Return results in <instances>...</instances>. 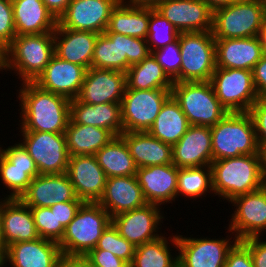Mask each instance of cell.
<instances>
[{
  "instance_id": "f6af8a7d",
  "label": "cell",
  "mask_w": 266,
  "mask_h": 267,
  "mask_svg": "<svg viewBox=\"0 0 266 267\" xmlns=\"http://www.w3.org/2000/svg\"><path fill=\"white\" fill-rule=\"evenodd\" d=\"M250 114L256 139L261 151L266 149V98H259L248 111Z\"/></svg>"
},
{
  "instance_id": "52a82bcc",
  "label": "cell",
  "mask_w": 266,
  "mask_h": 267,
  "mask_svg": "<svg viewBox=\"0 0 266 267\" xmlns=\"http://www.w3.org/2000/svg\"><path fill=\"white\" fill-rule=\"evenodd\" d=\"M171 96L179 104L189 125L211 127L228 114L210 81L173 82Z\"/></svg>"
},
{
  "instance_id": "11a10c76",
  "label": "cell",
  "mask_w": 266,
  "mask_h": 267,
  "mask_svg": "<svg viewBox=\"0 0 266 267\" xmlns=\"http://www.w3.org/2000/svg\"><path fill=\"white\" fill-rule=\"evenodd\" d=\"M202 1H204L214 11L218 8L228 6L239 0H202Z\"/></svg>"
},
{
  "instance_id": "91938a15",
  "label": "cell",
  "mask_w": 266,
  "mask_h": 267,
  "mask_svg": "<svg viewBox=\"0 0 266 267\" xmlns=\"http://www.w3.org/2000/svg\"><path fill=\"white\" fill-rule=\"evenodd\" d=\"M262 155H263V179L266 185V149L262 151Z\"/></svg>"
},
{
  "instance_id": "f35d334b",
  "label": "cell",
  "mask_w": 266,
  "mask_h": 267,
  "mask_svg": "<svg viewBox=\"0 0 266 267\" xmlns=\"http://www.w3.org/2000/svg\"><path fill=\"white\" fill-rule=\"evenodd\" d=\"M179 32L158 11L150 6V19L148 23V35L146 41L151 53L174 42Z\"/></svg>"
},
{
  "instance_id": "6f0895ef",
  "label": "cell",
  "mask_w": 266,
  "mask_h": 267,
  "mask_svg": "<svg viewBox=\"0 0 266 267\" xmlns=\"http://www.w3.org/2000/svg\"><path fill=\"white\" fill-rule=\"evenodd\" d=\"M6 66V47L0 42V71L5 70Z\"/></svg>"
},
{
  "instance_id": "cb8c5ba5",
  "label": "cell",
  "mask_w": 266,
  "mask_h": 267,
  "mask_svg": "<svg viewBox=\"0 0 266 267\" xmlns=\"http://www.w3.org/2000/svg\"><path fill=\"white\" fill-rule=\"evenodd\" d=\"M263 54L264 47L260 36L215 39L216 67L252 71Z\"/></svg>"
},
{
  "instance_id": "ba28073f",
  "label": "cell",
  "mask_w": 266,
  "mask_h": 267,
  "mask_svg": "<svg viewBox=\"0 0 266 267\" xmlns=\"http://www.w3.org/2000/svg\"><path fill=\"white\" fill-rule=\"evenodd\" d=\"M151 54L146 39L119 33L98 35L91 67L126 72Z\"/></svg>"
},
{
  "instance_id": "7bdbcfd3",
  "label": "cell",
  "mask_w": 266,
  "mask_h": 267,
  "mask_svg": "<svg viewBox=\"0 0 266 267\" xmlns=\"http://www.w3.org/2000/svg\"><path fill=\"white\" fill-rule=\"evenodd\" d=\"M152 54L168 77L173 82H180L181 53L178 38L165 47L153 51Z\"/></svg>"
},
{
  "instance_id": "bcb514c9",
  "label": "cell",
  "mask_w": 266,
  "mask_h": 267,
  "mask_svg": "<svg viewBox=\"0 0 266 267\" xmlns=\"http://www.w3.org/2000/svg\"><path fill=\"white\" fill-rule=\"evenodd\" d=\"M16 36L12 2L0 0V42L7 47Z\"/></svg>"
},
{
  "instance_id": "f546056e",
  "label": "cell",
  "mask_w": 266,
  "mask_h": 267,
  "mask_svg": "<svg viewBox=\"0 0 266 267\" xmlns=\"http://www.w3.org/2000/svg\"><path fill=\"white\" fill-rule=\"evenodd\" d=\"M70 121L110 130L115 136L123 133L121 103L88 104L77 98L70 101Z\"/></svg>"
},
{
  "instance_id": "836d02e7",
  "label": "cell",
  "mask_w": 266,
  "mask_h": 267,
  "mask_svg": "<svg viewBox=\"0 0 266 267\" xmlns=\"http://www.w3.org/2000/svg\"><path fill=\"white\" fill-rule=\"evenodd\" d=\"M189 126L187 117L171 96L162 106L148 132L160 141L173 146L186 133Z\"/></svg>"
},
{
  "instance_id": "7a4b0ae2",
  "label": "cell",
  "mask_w": 266,
  "mask_h": 267,
  "mask_svg": "<svg viewBox=\"0 0 266 267\" xmlns=\"http://www.w3.org/2000/svg\"><path fill=\"white\" fill-rule=\"evenodd\" d=\"M215 196L229 203L234 198L262 188L263 155L250 154L215 160L211 163Z\"/></svg>"
},
{
  "instance_id": "60d3db41",
  "label": "cell",
  "mask_w": 266,
  "mask_h": 267,
  "mask_svg": "<svg viewBox=\"0 0 266 267\" xmlns=\"http://www.w3.org/2000/svg\"><path fill=\"white\" fill-rule=\"evenodd\" d=\"M94 249L107 250L126 261L129 265L132 262L135 252V246L123 238L112 223L102 232L97 246Z\"/></svg>"
},
{
  "instance_id": "ac0fdd59",
  "label": "cell",
  "mask_w": 266,
  "mask_h": 267,
  "mask_svg": "<svg viewBox=\"0 0 266 267\" xmlns=\"http://www.w3.org/2000/svg\"><path fill=\"white\" fill-rule=\"evenodd\" d=\"M125 88V72L90 67L86 71L77 99L92 105L121 103Z\"/></svg>"
},
{
  "instance_id": "484cf974",
  "label": "cell",
  "mask_w": 266,
  "mask_h": 267,
  "mask_svg": "<svg viewBox=\"0 0 266 267\" xmlns=\"http://www.w3.org/2000/svg\"><path fill=\"white\" fill-rule=\"evenodd\" d=\"M0 230L5 246L12 243L40 238L33 219L31 207L20 199L7 198L0 210Z\"/></svg>"
},
{
  "instance_id": "94428289",
  "label": "cell",
  "mask_w": 266,
  "mask_h": 267,
  "mask_svg": "<svg viewBox=\"0 0 266 267\" xmlns=\"http://www.w3.org/2000/svg\"><path fill=\"white\" fill-rule=\"evenodd\" d=\"M5 250L6 249H0V267H5V260H4Z\"/></svg>"
},
{
  "instance_id": "6125c7cd",
  "label": "cell",
  "mask_w": 266,
  "mask_h": 267,
  "mask_svg": "<svg viewBox=\"0 0 266 267\" xmlns=\"http://www.w3.org/2000/svg\"><path fill=\"white\" fill-rule=\"evenodd\" d=\"M0 249H6L1 238V230H0Z\"/></svg>"
},
{
  "instance_id": "3957f363",
  "label": "cell",
  "mask_w": 266,
  "mask_h": 267,
  "mask_svg": "<svg viewBox=\"0 0 266 267\" xmlns=\"http://www.w3.org/2000/svg\"><path fill=\"white\" fill-rule=\"evenodd\" d=\"M55 55L54 32L16 36L6 47L5 70L34 82Z\"/></svg>"
},
{
  "instance_id": "7c38bea8",
  "label": "cell",
  "mask_w": 266,
  "mask_h": 267,
  "mask_svg": "<svg viewBox=\"0 0 266 267\" xmlns=\"http://www.w3.org/2000/svg\"><path fill=\"white\" fill-rule=\"evenodd\" d=\"M23 146L34 160L39 174H64L69 163L65 134L20 132Z\"/></svg>"
},
{
  "instance_id": "83f0119b",
  "label": "cell",
  "mask_w": 266,
  "mask_h": 267,
  "mask_svg": "<svg viewBox=\"0 0 266 267\" xmlns=\"http://www.w3.org/2000/svg\"><path fill=\"white\" fill-rule=\"evenodd\" d=\"M98 33L75 31L58 24L54 31L55 55L60 59L85 67H91Z\"/></svg>"
},
{
  "instance_id": "ee69618b",
  "label": "cell",
  "mask_w": 266,
  "mask_h": 267,
  "mask_svg": "<svg viewBox=\"0 0 266 267\" xmlns=\"http://www.w3.org/2000/svg\"><path fill=\"white\" fill-rule=\"evenodd\" d=\"M1 146V145H0ZM0 153L13 165V167L28 168V174L34 178L39 175L34 160L30 157L23 144L18 142L8 148L0 147Z\"/></svg>"
},
{
  "instance_id": "ab89813d",
  "label": "cell",
  "mask_w": 266,
  "mask_h": 267,
  "mask_svg": "<svg viewBox=\"0 0 266 267\" xmlns=\"http://www.w3.org/2000/svg\"><path fill=\"white\" fill-rule=\"evenodd\" d=\"M0 178L1 183L9 189L7 198L19 199L32 182L28 168L13 167V165L0 153Z\"/></svg>"
},
{
  "instance_id": "2e32d148",
  "label": "cell",
  "mask_w": 266,
  "mask_h": 267,
  "mask_svg": "<svg viewBox=\"0 0 266 267\" xmlns=\"http://www.w3.org/2000/svg\"><path fill=\"white\" fill-rule=\"evenodd\" d=\"M153 7L179 33L212 31L213 10L202 0H161Z\"/></svg>"
},
{
  "instance_id": "f907efd6",
  "label": "cell",
  "mask_w": 266,
  "mask_h": 267,
  "mask_svg": "<svg viewBox=\"0 0 266 267\" xmlns=\"http://www.w3.org/2000/svg\"><path fill=\"white\" fill-rule=\"evenodd\" d=\"M262 237H249L241 242L249 249L254 267H266V241Z\"/></svg>"
},
{
  "instance_id": "816d5d0a",
  "label": "cell",
  "mask_w": 266,
  "mask_h": 267,
  "mask_svg": "<svg viewBox=\"0 0 266 267\" xmlns=\"http://www.w3.org/2000/svg\"><path fill=\"white\" fill-rule=\"evenodd\" d=\"M252 75L259 98H266V52L253 67Z\"/></svg>"
},
{
  "instance_id": "b9f144b4",
  "label": "cell",
  "mask_w": 266,
  "mask_h": 267,
  "mask_svg": "<svg viewBox=\"0 0 266 267\" xmlns=\"http://www.w3.org/2000/svg\"><path fill=\"white\" fill-rule=\"evenodd\" d=\"M37 233L40 238L59 243L64 235L65 227L57 226L55 211L50 207H31Z\"/></svg>"
},
{
  "instance_id": "603a6c76",
  "label": "cell",
  "mask_w": 266,
  "mask_h": 267,
  "mask_svg": "<svg viewBox=\"0 0 266 267\" xmlns=\"http://www.w3.org/2000/svg\"><path fill=\"white\" fill-rule=\"evenodd\" d=\"M172 153L173 164L177 168L211 166L213 153L210 127L190 125L172 146Z\"/></svg>"
},
{
  "instance_id": "7402d4cb",
  "label": "cell",
  "mask_w": 266,
  "mask_h": 267,
  "mask_svg": "<svg viewBox=\"0 0 266 267\" xmlns=\"http://www.w3.org/2000/svg\"><path fill=\"white\" fill-rule=\"evenodd\" d=\"M62 257L57 242L38 238L10 244L6 247L4 260L5 267H59Z\"/></svg>"
},
{
  "instance_id": "8992f818",
  "label": "cell",
  "mask_w": 266,
  "mask_h": 267,
  "mask_svg": "<svg viewBox=\"0 0 266 267\" xmlns=\"http://www.w3.org/2000/svg\"><path fill=\"white\" fill-rule=\"evenodd\" d=\"M266 15L264 0H239L213 11L215 39L260 36Z\"/></svg>"
},
{
  "instance_id": "9c48e42d",
  "label": "cell",
  "mask_w": 266,
  "mask_h": 267,
  "mask_svg": "<svg viewBox=\"0 0 266 267\" xmlns=\"http://www.w3.org/2000/svg\"><path fill=\"white\" fill-rule=\"evenodd\" d=\"M180 82L210 81L216 69L212 31L179 33Z\"/></svg>"
},
{
  "instance_id": "7dc6e473",
  "label": "cell",
  "mask_w": 266,
  "mask_h": 267,
  "mask_svg": "<svg viewBox=\"0 0 266 267\" xmlns=\"http://www.w3.org/2000/svg\"><path fill=\"white\" fill-rule=\"evenodd\" d=\"M84 258L92 267H130V265L107 250L92 249Z\"/></svg>"
},
{
  "instance_id": "9a60e30c",
  "label": "cell",
  "mask_w": 266,
  "mask_h": 267,
  "mask_svg": "<svg viewBox=\"0 0 266 267\" xmlns=\"http://www.w3.org/2000/svg\"><path fill=\"white\" fill-rule=\"evenodd\" d=\"M161 206L149 204L122 212L111 217V223L118 233L135 247L153 241L162 236L158 231L165 217Z\"/></svg>"
},
{
  "instance_id": "d6986e66",
  "label": "cell",
  "mask_w": 266,
  "mask_h": 267,
  "mask_svg": "<svg viewBox=\"0 0 266 267\" xmlns=\"http://www.w3.org/2000/svg\"><path fill=\"white\" fill-rule=\"evenodd\" d=\"M66 174L80 200L98 203L103 196L107 177L95 155L69 156Z\"/></svg>"
},
{
  "instance_id": "30bf717a",
  "label": "cell",
  "mask_w": 266,
  "mask_h": 267,
  "mask_svg": "<svg viewBox=\"0 0 266 267\" xmlns=\"http://www.w3.org/2000/svg\"><path fill=\"white\" fill-rule=\"evenodd\" d=\"M210 83L228 113L248 112L259 99L250 70L216 67Z\"/></svg>"
},
{
  "instance_id": "c3c4849f",
  "label": "cell",
  "mask_w": 266,
  "mask_h": 267,
  "mask_svg": "<svg viewBox=\"0 0 266 267\" xmlns=\"http://www.w3.org/2000/svg\"><path fill=\"white\" fill-rule=\"evenodd\" d=\"M223 267H254L249 249L238 241L229 251Z\"/></svg>"
},
{
  "instance_id": "e575fe53",
  "label": "cell",
  "mask_w": 266,
  "mask_h": 267,
  "mask_svg": "<svg viewBox=\"0 0 266 267\" xmlns=\"http://www.w3.org/2000/svg\"><path fill=\"white\" fill-rule=\"evenodd\" d=\"M95 157L107 178L136 175L137 167L121 136L114 137Z\"/></svg>"
},
{
  "instance_id": "f5cc1de1",
  "label": "cell",
  "mask_w": 266,
  "mask_h": 267,
  "mask_svg": "<svg viewBox=\"0 0 266 267\" xmlns=\"http://www.w3.org/2000/svg\"><path fill=\"white\" fill-rule=\"evenodd\" d=\"M70 2L71 0H43L47 10L55 17L57 21L65 13Z\"/></svg>"
},
{
  "instance_id": "ffe728a7",
  "label": "cell",
  "mask_w": 266,
  "mask_h": 267,
  "mask_svg": "<svg viewBox=\"0 0 266 267\" xmlns=\"http://www.w3.org/2000/svg\"><path fill=\"white\" fill-rule=\"evenodd\" d=\"M19 199L28 207H50L61 202L82 201L66 173L35 176Z\"/></svg>"
},
{
  "instance_id": "680465c9",
  "label": "cell",
  "mask_w": 266,
  "mask_h": 267,
  "mask_svg": "<svg viewBox=\"0 0 266 267\" xmlns=\"http://www.w3.org/2000/svg\"><path fill=\"white\" fill-rule=\"evenodd\" d=\"M260 37L262 39L264 52H266V15H265V18H264L263 28H262Z\"/></svg>"
},
{
  "instance_id": "d4e9b609",
  "label": "cell",
  "mask_w": 266,
  "mask_h": 267,
  "mask_svg": "<svg viewBox=\"0 0 266 267\" xmlns=\"http://www.w3.org/2000/svg\"><path fill=\"white\" fill-rule=\"evenodd\" d=\"M177 175L178 168L173 163L137 168L136 172L147 203L158 206L175 202Z\"/></svg>"
},
{
  "instance_id": "9f6ffc18",
  "label": "cell",
  "mask_w": 266,
  "mask_h": 267,
  "mask_svg": "<svg viewBox=\"0 0 266 267\" xmlns=\"http://www.w3.org/2000/svg\"><path fill=\"white\" fill-rule=\"evenodd\" d=\"M161 0H119L123 4H135V5H149L154 6L157 2Z\"/></svg>"
},
{
  "instance_id": "5b68a950",
  "label": "cell",
  "mask_w": 266,
  "mask_h": 267,
  "mask_svg": "<svg viewBox=\"0 0 266 267\" xmlns=\"http://www.w3.org/2000/svg\"><path fill=\"white\" fill-rule=\"evenodd\" d=\"M110 223L109 213L99 203L84 202L65 227L58 243L63 256L84 257L97 246L102 232Z\"/></svg>"
},
{
  "instance_id": "be15d7a7",
  "label": "cell",
  "mask_w": 266,
  "mask_h": 267,
  "mask_svg": "<svg viewBox=\"0 0 266 267\" xmlns=\"http://www.w3.org/2000/svg\"><path fill=\"white\" fill-rule=\"evenodd\" d=\"M4 199V200H2ZM0 199V210H1V207L3 205V203L6 201L7 197L4 196V198Z\"/></svg>"
},
{
  "instance_id": "681fc988",
  "label": "cell",
  "mask_w": 266,
  "mask_h": 267,
  "mask_svg": "<svg viewBox=\"0 0 266 267\" xmlns=\"http://www.w3.org/2000/svg\"><path fill=\"white\" fill-rule=\"evenodd\" d=\"M83 203V201H67L50 206V209L55 211L57 226L66 227L73 220Z\"/></svg>"
},
{
  "instance_id": "d590c367",
  "label": "cell",
  "mask_w": 266,
  "mask_h": 267,
  "mask_svg": "<svg viewBox=\"0 0 266 267\" xmlns=\"http://www.w3.org/2000/svg\"><path fill=\"white\" fill-rule=\"evenodd\" d=\"M125 73L128 89H172L173 86V81L152 53L142 62L131 65Z\"/></svg>"
},
{
  "instance_id": "1f68e13d",
  "label": "cell",
  "mask_w": 266,
  "mask_h": 267,
  "mask_svg": "<svg viewBox=\"0 0 266 267\" xmlns=\"http://www.w3.org/2000/svg\"><path fill=\"white\" fill-rule=\"evenodd\" d=\"M150 19L149 5L118 3L112 10L104 33H119L126 36L146 39Z\"/></svg>"
},
{
  "instance_id": "8d00e7d4",
  "label": "cell",
  "mask_w": 266,
  "mask_h": 267,
  "mask_svg": "<svg viewBox=\"0 0 266 267\" xmlns=\"http://www.w3.org/2000/svg\"><path fill=\"white\" fill-rule=\"evenodd\" d=\"M160 236L158 239L135 247L134 256L130 267H178V255L175 257L170 249L169 242L178 249L177 234L166 239ZM169 240V242H168Z\"/></svg>"
},
{
  "instance_id": "5bb4252c",
  "label": "cell",
  "mask_w": 266,
  "mask_h": 267,
  "mask_svg": "<svg viewBox=\"0 0 266 267\" xmlns=\"http://www.w3.org/2000/svg\"><path fill=\"white\" fill-rule=\"evenodd\" d=\"M230 202L236 208L228 224V233L231 232L241 241L249 237H261L266 232V185Z\"/></svg>"
},
{
  "instance_id": "44dd1931",
  "label": "cell",
  "mask_w": 266,
  "mask_h": 267,
  "mask_svg": "<svg viewBox=\"0 0 266 267\" xmlns=\"http://www.w3.org/2000/svg\"><path fill=\"white\" fill-rule=\"evenodd\" d=\"M86 71L85 67L54 55L33 83L45 91L73 100L80 92Z\"/></svg>"
},
{
  "instance_id": "4316f807",
  "label": "cell",
  "mask_w": 266,
  "mask_h": 267,
  "mask_svg": "<svg viewBox=\"0 0 266 267\" xmlns=\"http://www.w3.org/2000/svg\"><path fill=\"white\" fill-rule=\"evenodd\" d=\"M98 203L113 217L147 204L136 175L107 178Z\"/></svg>"
},
{
  "instance_id": "277c9868",
  "label": "cell",
  "mask_w": 266,
  "mask_h": 267,
  "mask_svg": "<svg viewBox=\"0 0 266 267\" xmlns=\"http://www.w3.org/2000/svg\"><path fill=\"white\" fill-rule=\"evenodd\" d=\"M213 161L241 155L262 154L248 112H232L210 127Z\"/></svg>"
},
{
  "instance_id": "d6a6232c",
  "label": "cell",
  "mask_w": 266,
  "mask_h": 267,
  "mask_svg": "<svg viewBox=\"0 0 266 267\" xmlns=\"http://www.w3.org/2000/svg\"><path fill=\"white\" fill-rule=\"evenodd\" d=\"M69 156L95 155L114 137L110 130L69 121L64 132Z\"/></svg>"
},
{
  "instance_id": "4dcf8cb0",
  "label": "cell",
  "mask_w": 266,
  "mask_h": 267,
  "mask_svg": "<svg viewBox=\"0 0 266 267\" xmlns=\"http://www.w3.org/2000/svg\"><path fill=\"white\" fill-rule=\"evenodd\" d=\"M12 9L17 36L55 31L58 21L43 0H14Z\"/></svg>"
},
{
  "instance_id": "db71d44e",
  "label": "cell",
  "mask_w": 266,
  "mask_h": 267,
  "mask_svg": "<svg viewBox=\"0 0 266 267\" xmlns=\"http://www.w3.org/2000/svg\"><path fill=\"white\" fill-rule=\"evenodd\" d=\"M59 267H92L89 262L81 256H63Z\"/></svg>"
},
{
  "instance_id": "f1b7e54d",
  "label": "cell",
  "mask_w": 266,
  "mask_h": 267,
  "mask_svg": "<svg viewBox=\"0 0 266 267\" xmlns=\"http://www.w3.org/2000/svg\"><path fill=\"white\" fill-rule=\"evenodd\" d=\"M137 168L173 163L172 146L146 132H123L120 135Z\"/></svg>"
},
{
  "instance_id": "4fadbf2b",
  "label": "cell",
  "mask_w": 266,
  "mask_h": 267,
  "mask_svg": "<svg viewBox=\"0 0 266 267\" xmlns=\"http://www.w3.org/2000/svg\"><path fill=\"white\" fill-rule=\"evenodd\" d=\"M226 237L191 238L177 234L178 267H223L229 251L239 241L235 236L232 241Z\"/></svg>"
},
{
  "instance_id": "e0dca14e",
  "label": "cell",
  "mask_w": 266,
  "mask_h": 267,
  "mask_svg": "<svg viewBox=\"0 0 266 267\" xmlns=\"http://www.w3.org/2000/svg\"><path fill=\"white\" fill-rule=\"evenodd\" d=\"M119 0H71L58 25L75 31L104 33Z\"/></svg>"
},
{
  "instance_id": "8fae6325",
  "label": "cell",
  "mask_w": 266,
  "mask_h": 267,
  "mask_svg": "<svg viewBox=\"0 0 266 267\" xmlns=\"http://www.w3.org/2000/svg\"><path fill=\"white\" fill-rule=\"evenodd\" d=\"M171 89L137 90L125 88L121 101L123 132H146L155 122Z\"/></svg>"
},
{
  "instance_id": "74e56055",
  "label": "cell",
  "mask_w": 266,
  "mask_h": 267,
  "mask_svg": "<svg viewBox=\"0 0 266 267\" xmlns=\"http://www.w3.org/2000/svg\"><path fill=\"white\" fill-rule=\"evenodd\" d=\"M209 192L214 193L211 166L178 168L176 198L202 199Z\"/></svg>"
},
{
  "instance_id": "6da1fadb",
  "label": "cell",
  "mask_w": 266,
  "mask_h": 267,
  "mask_svg": "<svg viewBox=\"0 0 266 267\" xmlns=\"http://www.w3.org/2000/svg\"><path fill=\"white\" fill-rule=\"evenodd\" d=\"M19 87L21 132L64 134L70 121V99L45 91L33 82Z\"/></svg>"
}]
</instances>
